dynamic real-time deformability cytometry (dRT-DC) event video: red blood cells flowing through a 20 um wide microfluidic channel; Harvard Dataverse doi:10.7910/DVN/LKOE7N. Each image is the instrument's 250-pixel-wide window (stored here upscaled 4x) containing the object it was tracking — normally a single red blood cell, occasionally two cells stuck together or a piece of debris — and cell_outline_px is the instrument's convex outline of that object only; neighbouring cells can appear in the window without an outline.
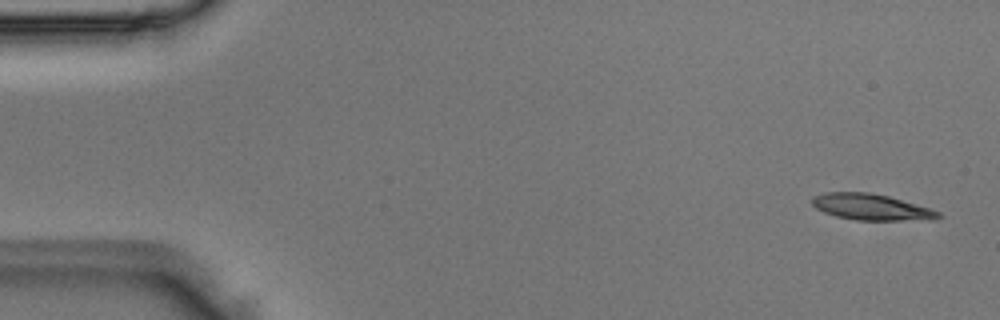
{"species": "Egyptian fruit bat (a non-hibernating species)", "species_latin": "Rousettus aegyptiacus", "temperature_condition": "room temperature", "stored_images_in_passage": 5, "camera_frame_rate_fps": 3000, "um_per_image_px": 0.085, "animal": {"sex": "male"}, "frame": {"image": 1, "passage_image": 1, "time_ms": 0.0, "image_size_px": [1000, 320], "cell_outline_px": [[944, 216], [936, 220], [856, 220], [836, 216], [824, 212], [816, 208], [812, 204], [812, 196], [824, 192], [872, 192], [888, 196], [932, 208], [940, 212]], "centroid_in_image_um": [74.11, 17.6], "position_along_channel_um": 10.9, "area_um2": 19.54}}